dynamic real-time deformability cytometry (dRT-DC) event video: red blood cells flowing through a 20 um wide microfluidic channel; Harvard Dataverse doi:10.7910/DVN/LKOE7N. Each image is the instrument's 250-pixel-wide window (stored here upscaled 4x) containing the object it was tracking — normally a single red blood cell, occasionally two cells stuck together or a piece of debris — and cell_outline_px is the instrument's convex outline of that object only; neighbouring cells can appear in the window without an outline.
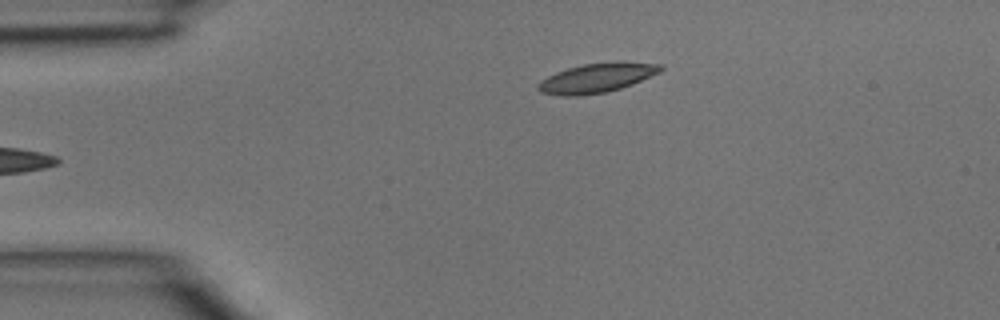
{"species": "common noctule bat (a hibernating species)", "species_latin": "Nyctalus noctula", "temperature_condition": "room temperature", "stored_images_in_passage": 5, "camera_frame_rate_fps": 3000, "um_per_image_px": 0.085, "animal": {"sex": "male", "body_mass_g": 15.6}, "frame": {"image": 1, "passage_image": 5, "time_ms": 1.333, "image_size_px": [1000, 320], "cell_outline_px": [[664, 68], [660, 72], [632, 84], [620, 88], [604, 92], [580, 96], [560, 96], [540, 92], [536, 88], [536, 84], [540, 80], [556, 72], [568, 68], [584, 64], [616, 60], [620, 60], [660, 64]], "centroid_in_image_um": [50.71, 6.61], "position_along_channel_um": 34.3, "area_um2": 21.27}}